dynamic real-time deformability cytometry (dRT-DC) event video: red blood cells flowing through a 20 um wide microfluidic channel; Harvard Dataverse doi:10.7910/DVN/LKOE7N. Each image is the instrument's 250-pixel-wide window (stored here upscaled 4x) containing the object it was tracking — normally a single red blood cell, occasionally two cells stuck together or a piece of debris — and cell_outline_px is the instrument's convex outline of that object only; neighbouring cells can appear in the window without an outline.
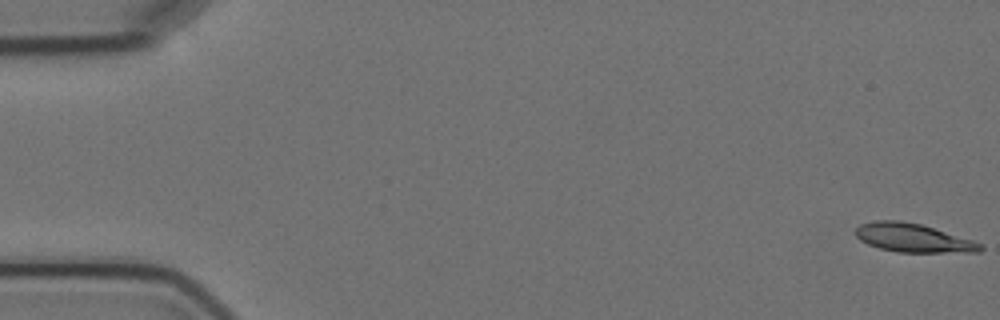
{"species": "Egyptian fruit bat (a non-hibernating species)", "species_latin": "Rousettus aegyptiacus", "temperature_condition": "cold", "stored_images_in_passage": 5, "camera_frame_rate_fps": 3000, "um_per_image_px": 0.085, "animal": {"sex": "female"}, "frame": {"image": 1, "passage_image": 1, "time_ms": 0.0, "image_size_px": [1000, 320], "cell_outline_px": [[984, 248], [980, 252], [896, 252], [880, 248], [868, 244], [860, 240], [856, 236], [856, 228], [860, 224], [872, 220], [900, 220], [920, 224], [972, 240], [984, 244]], "centroid_in_image_um": [77.6, 20.22], "position_along_channel_um": 7.4, "area_um2": 20.75}}
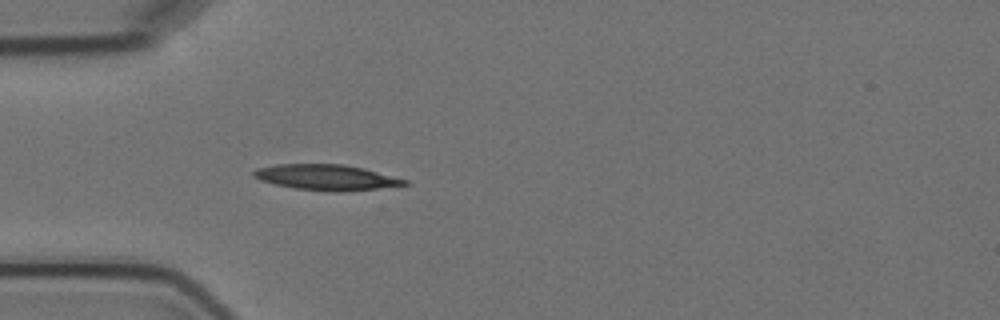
{"frame": {"image": 2, "passage_image": 5, "time_ms": 5.333, "image_size_px": [1000, 320], "cell_outline_px": [[408, 184], [376, 188], [340, 192], [332, 192], [296, 188], [276, 184], [260, 180], [252, 176], [252, 172], [256, 168], [276, 164], [344, 164], [364, 168], [408, 180]], "centroid_in_image_um": [27.71, 15.06], "position_along_channel_um": 57.3, "area_um2": 22.37}}